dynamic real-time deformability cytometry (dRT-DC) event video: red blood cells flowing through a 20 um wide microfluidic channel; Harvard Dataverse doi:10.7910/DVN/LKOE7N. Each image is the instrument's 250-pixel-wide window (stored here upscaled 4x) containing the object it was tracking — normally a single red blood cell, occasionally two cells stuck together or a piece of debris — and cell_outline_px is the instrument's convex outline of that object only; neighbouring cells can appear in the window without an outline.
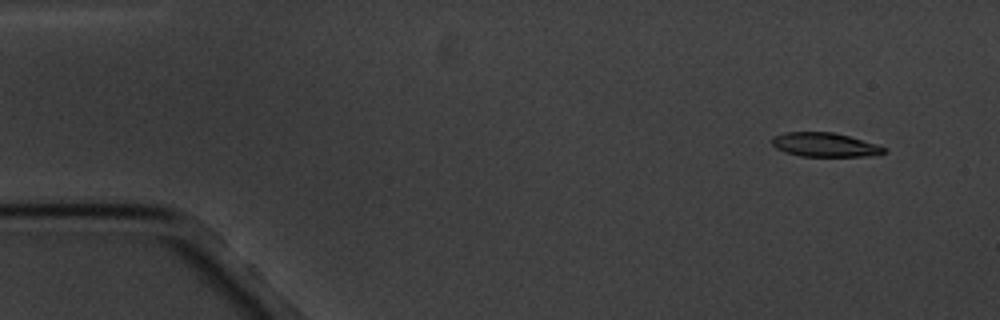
{"species": "common noctule bat (a hibernating species)", "species_latin": "Nyctalus noctula", "temperature_condition": "cold", "stored_images_in_passage": 10, "camera_frame_rate_fps": 3000, "um_per_image_px": 0.085, "animal": {"sex": "male", "body_mass_g": 20.1, "forearm_length_mm": 53.5}, "frame": {"image": 1, "passage_image": 2, "time_ms": 1.333, "image_size_px": [1000, 320], "cell_outline_px": [[888, 152], [868, 156], [800, 156], [784, 152], [776, 148], [772, 144], [772, 136], [784, 132], [836, 132], [876, 144], [888, 148]], "centroid_in_image_um": [70.11, 12.3], "position_along_channel_um": 14.9, "area_um2": 15.84}}
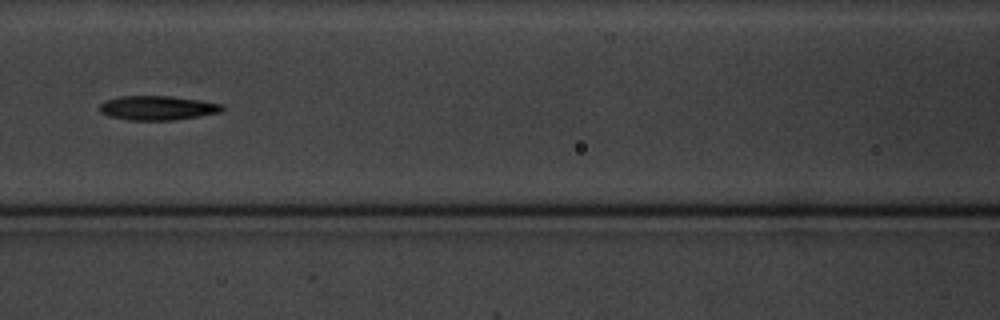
{"frame": {"image": 2, "passage_image": 8, "time_ms": 8.333, "image_size_px": [1000, 320], "cell_outline_px": [[224, 112], [172, 120], [128, 120], [108, 116], [100, 112], [96, 108], [104, 100], [120, 96], [168, 96], [200, 100], [224, 104]], "centroid_in_image_um": [13.36, 9.17], "position_along_channel_um": 153.2, "area_um2": 17.57}}
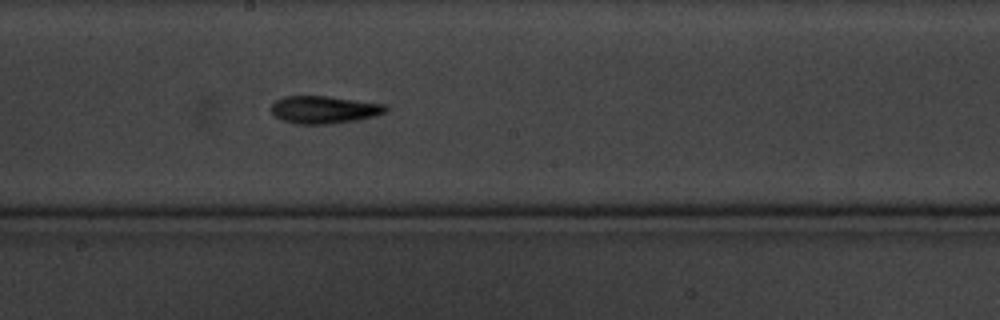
{"frame": {"image": 3, "passage_image": 10, "time_ms": 10.333, "image_size_px": [1000, 320], "cell_outline_px": [[388, 108], [384, 112], [372, 116], [356, 120], [332, 124], [296, 124], [284, 120], [276, 116], [272, 112], [272, 104], [276, 100], [284, 96], [328, 96], [384, 104]], "centroid_in_image_um": [27.53, 9.32], "position_along_channel_um": 220.7, "area_um2": 18.15}}